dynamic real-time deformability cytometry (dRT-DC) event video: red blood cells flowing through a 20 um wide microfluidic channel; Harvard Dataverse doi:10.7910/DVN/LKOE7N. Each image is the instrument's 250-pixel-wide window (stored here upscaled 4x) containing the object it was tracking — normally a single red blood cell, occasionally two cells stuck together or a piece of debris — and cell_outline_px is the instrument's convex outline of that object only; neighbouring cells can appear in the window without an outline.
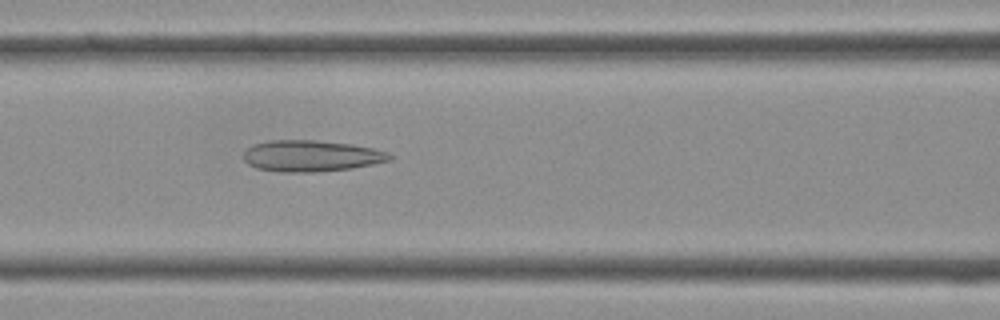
{"species": "Egyptian fruit bat (a non-hibernating species)", "species_latin": "Rousettus aegyptiacus", "temperature_condition": "cold", "stored_images_in_passage": 40, "camera_frame_rate_fps": 3000, "um_per_image_px": 0.085, "frame": {"image": 1, "passage_image": 16, "time_ms": 5.0, "image_size_px": [1000, 320], "cell_outline_px": [[396, 156], [392, 160], [352, 168], [312, 172], [280, 172], [256, 168], [248, 164], [244, 160], [244, 152], [252, 144], [268, 140], [316, 140], [352, 144], [372, 148], [388, 152]], "centroid_in_image_um": [26.46, 13.25], "position_along_channel_um": 140.1, "area_um2": 26.82}}
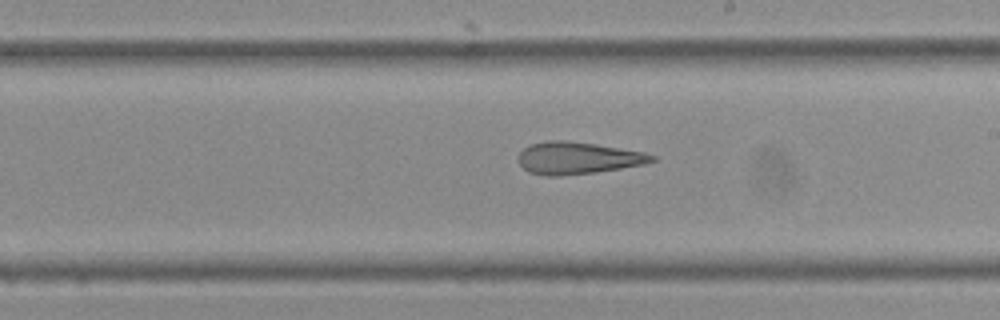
{"frame": {"image": 2, "passage_image": 22, "time_ms": 7.0, "image_size_px": [1000, 320], "cell_outline_px": [[656, 160], [644, 164], [596, 172], [560, 176], [544, 176], [528, 172], [516, 160], [520, 152], [524, 148], [532, 144], [548, 140], [564, 140], [596, 144], [644, 152], [656, 156]], "centroid_in_image_um": [49.08, 13.44], "position_along_channel_um": 239.9, "area_um2": 25.03}}
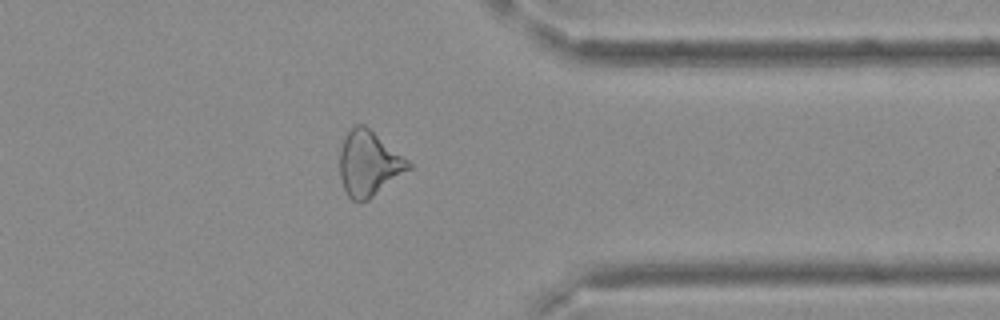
{"frame": {"image": 3, "passage_image": 31, "time_ms": 10.0, "image_size_px": [1000, 320], "cell_outline_px": [[412, 168], [368, 200], [360, 204], [352, 200], [348, 196], [344, 188], [340, 176], [340, 152], [344, 136], [356, 124], [364, 124], [408, 160], [412, 164]], "centroid_in_image_um": [31.34, 13.93], "position_along_channel_um": 380.1, "area_um2": 25.95}}